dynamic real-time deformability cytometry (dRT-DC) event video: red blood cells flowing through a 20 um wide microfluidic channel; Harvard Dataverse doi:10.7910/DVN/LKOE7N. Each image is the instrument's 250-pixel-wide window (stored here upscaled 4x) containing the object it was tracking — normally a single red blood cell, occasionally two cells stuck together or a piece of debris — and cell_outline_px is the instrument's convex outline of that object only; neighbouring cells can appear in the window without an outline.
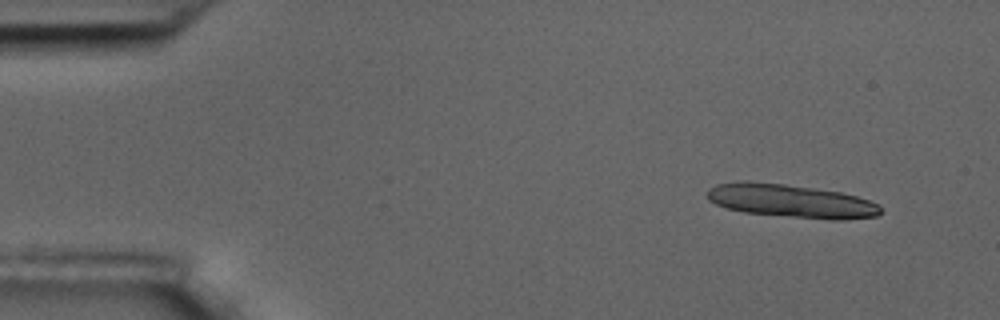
{"species": "common noctule bat (a hibernating species)", "species_latin": "Nyctalus noctula", "temperature_condition": "room temperature", "stored_images_in_passage": 9, "camera_frame_rate_fps": 3000, "um_per_image_px": 0.085, "animal": {"sex": "male", "body_mass_g": 17.5, "forearm_length_mm": 52.3}, "frame": {"image": 1, "passage_image": 2, "time_ms": 1.333, "image_size_px": [1000, 320], "cell_outline_px": [[880, 212], [876, 216], [840, 220], [832, 220], [744, 212], [728, 208], [716, 204], [708, 200], [708, 188], [716, 184], [736, 180], [748, 180], [784, 184], [840, 192], [856, 196], [880, 204]], "centroid_in_image_um": [67.19, 17.07], "position_along_channel_um": 17.8, "area_um2": 33.58}}
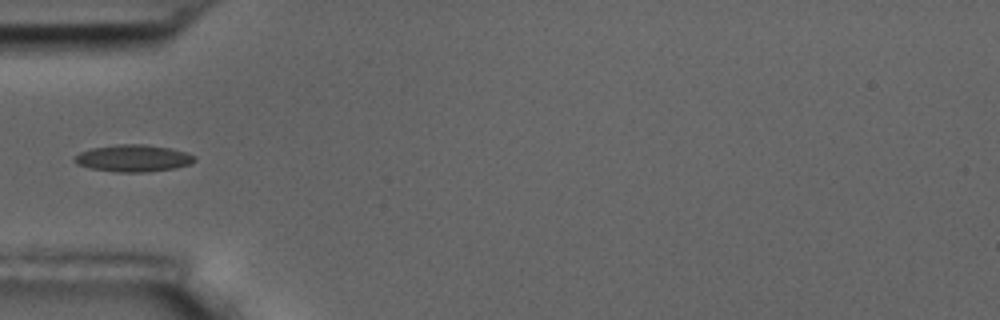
{"frame": {"image": 2, "passage_image": 6, "time_ms": 6.0, "image_size_px": [1000, 320], "cell_outline_px": [[196, 160], [188, 164], [176, 168], [148, 172], [116, 172], [92, 168], [76, 164], [72, 160], [80, 152], [92, 148], [116, 144], [144, 144], [168, 148], [184, 152], [196, 156]], "centroid_in_image_um": [11.31, 13.45], "position_along_channel_um": 73.7, "area_um2": 18.79}}
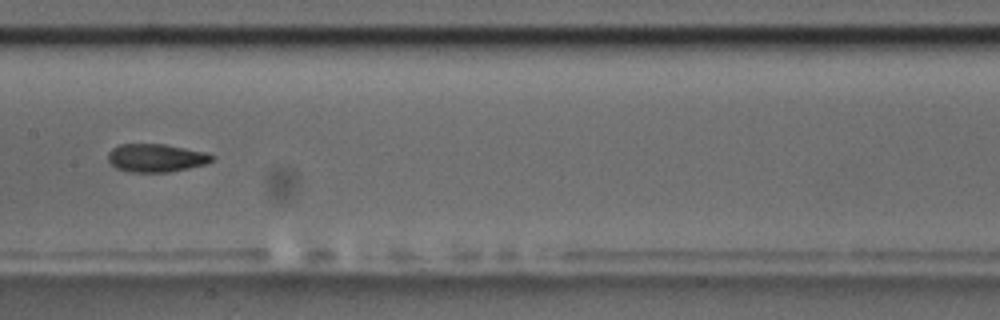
{"frame": {"image": 3, "passage_image": 9, "time_ms": 9.333, "image_size_px": [1000, 320], "cell_outline_px": [[216, 156], [212, 160], [204, 164], [188, 168], [168, 172], [132, 172], [116, 168], [108, 160], [108, 152], [112, 148], [120, 144], [164, 144], [204, 152]], "centroid_in_image_um": [13.24, 13.42], "position_along_channel_um": 194.2, "area_um2": 16.88}}